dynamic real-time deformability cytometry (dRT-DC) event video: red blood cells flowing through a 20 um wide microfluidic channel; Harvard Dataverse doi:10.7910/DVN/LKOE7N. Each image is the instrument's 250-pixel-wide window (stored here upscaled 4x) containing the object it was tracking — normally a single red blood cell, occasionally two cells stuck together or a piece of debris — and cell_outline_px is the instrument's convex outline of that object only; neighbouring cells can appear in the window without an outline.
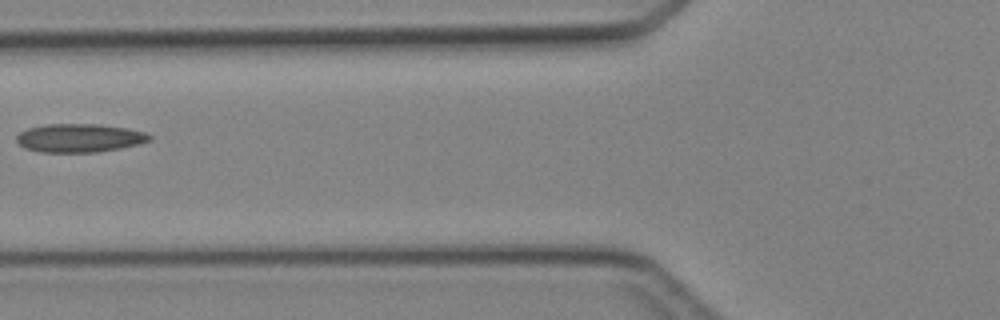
{"species": "Egyptian fruit bat (a non-hibernating species)", "species_latin": "Rousettus aegyptiacus", "temperature_condition": "cold", "stored_images_in_passage": 2, "camera_frame_rate_fps": 3000, "um_per_image_px": 0.085, "animal": {"sex": "female"}, "frame": {"image": 1, "passage_image": 2, "time_ms": 1.0, "image_size_px": [1000, 320], "cell_outline_px": [[152, 140], [140, 144], [120, 148], [96, 152], [40, 152], [24, 148], [16, 140], [16, 136], [20, 132], [28, 128], [44, 124], [100, 124], [128, 128], [144, 132], [152, 136]], "centroid_in_image_um": [6.76, 11.72], "position_along_channel_um": 119.0, "area_um2": 22.2}}